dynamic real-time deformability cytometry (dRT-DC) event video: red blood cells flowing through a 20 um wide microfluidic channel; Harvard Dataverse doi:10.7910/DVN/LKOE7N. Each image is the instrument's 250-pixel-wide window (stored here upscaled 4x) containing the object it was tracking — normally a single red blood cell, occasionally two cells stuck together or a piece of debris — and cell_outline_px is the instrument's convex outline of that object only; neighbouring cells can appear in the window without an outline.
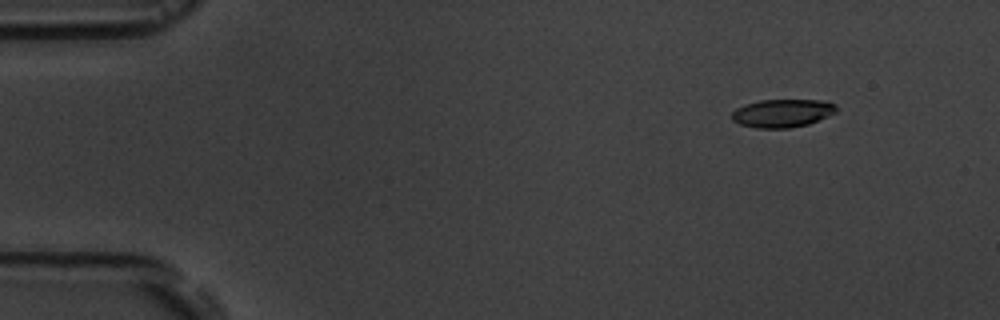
{"species": "common noctule bat (a hibernating species)", "species_latin": "Nyctalus noctula", "temperature_condition": "room temperature", "stored_images_in_passage": 5, "camera_frame_rate_fps": 3000, "um_per_image_px": 0.085, "animal": {"sex": "male", "body_mass_g": 19.5, "forearm_length_mm": 54.6}, "frame": {"image": 1, "passage_image": 2, "time_ms": 1.0, "image_size_px": [1000, 320], "cell_outline_px": [[836, 112], [828, 116], [808, 124], [788, 128], [756, 128], [740, 124], [732, 120], [732, 112], [736, 108], [744, 104], [760, 100], [824, 100], [836, 104]], "centroid_in_image_um": [66.49, 9.61], "position_along_channel_um": 18.5, "area_um2": 17.17}}
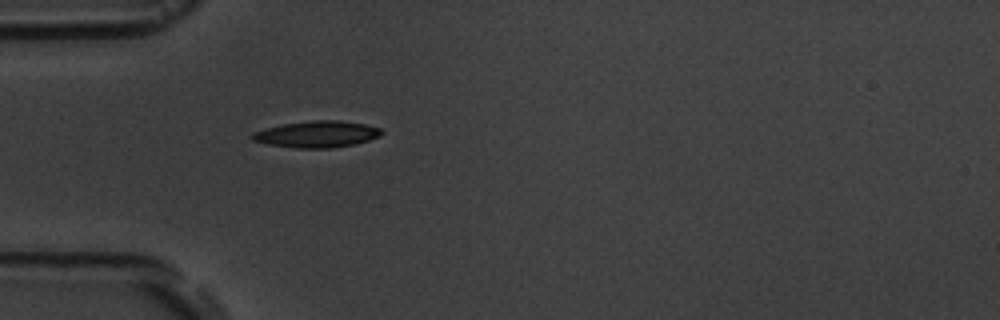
{"frame": {"image": 2, "passage_image": 5, "time_ms": 4.667, "image_size_px": [1000, 320], "cell_outline_px": [[384, 132], [380, 136], [356, 144], [332, 148], [296, 148], [268, 144], [252, 140], [252, 132], [284, 124], [312, 120], [336, 120], [364, 124], [380, 128]], "centroid_in_image_um": [26.96, 11.41], "position_along_channel_um": 58.0, "area_um2": 19.83}}